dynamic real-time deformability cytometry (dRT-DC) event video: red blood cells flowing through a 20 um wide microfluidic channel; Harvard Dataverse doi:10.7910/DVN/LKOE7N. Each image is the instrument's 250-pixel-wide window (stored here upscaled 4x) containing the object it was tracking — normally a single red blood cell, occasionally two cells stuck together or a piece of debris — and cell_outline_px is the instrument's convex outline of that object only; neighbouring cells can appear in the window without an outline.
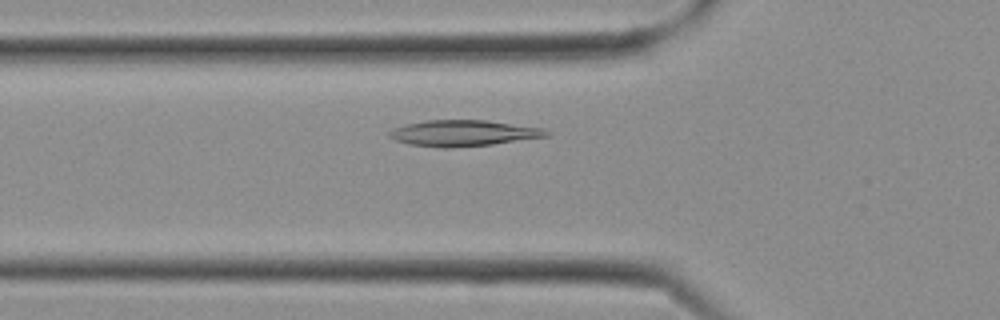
{"species": "Egyptian fruit bat (a non-hibernating species)", "species_latin": "Rousettus aegyptiacus", "temperature_condition": "cold", "stored_images_in_passage": 16, "camera_frame_rate_fps": 3000, "um_per_image_px": 0.085, "frame": {"image": 1, "passage_image": 7, "time_ms": 2.0, "image_size_px": [1000, 320], "cell_outline_px": [[552, 132], [548, 136], [492, 144], [448, 148], [440, 148], [408, 144], [396, 140], [388, 136], [388, 132], [392, 128], [404, 124], [428, 120], [488, 120], [544, 128]], "centroid_in_image_um": [39.37, 11.31], "position_along_channel_um": 86.4, "area_um2": 23.99}}
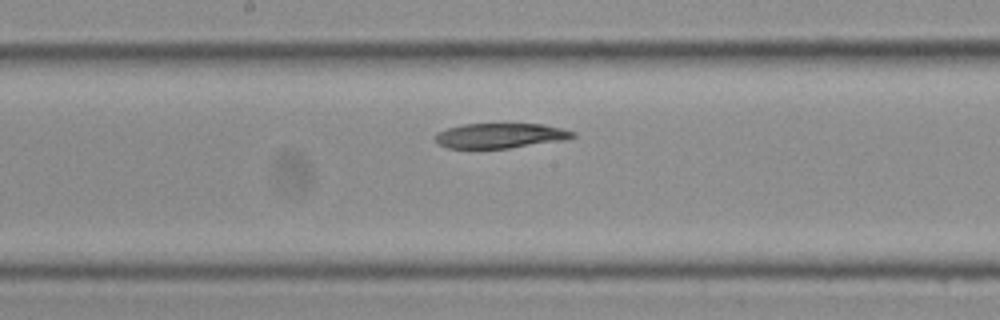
{"frame": {"image": 2, "passage_image": 12, "time_ms": 3.667, "image_size_px": [1000, 320], "cell_outline_px": [[576, 136], [564, 140], [508, 148], [448, 148], [440, 144], [436, 140], [436, 132], [460, 124], [544, 124], [576, 132]], "centroid_in_image_um": [42.53, 11.52], "position_along_channel_um": 205.7, "area_um2": 19.88}}
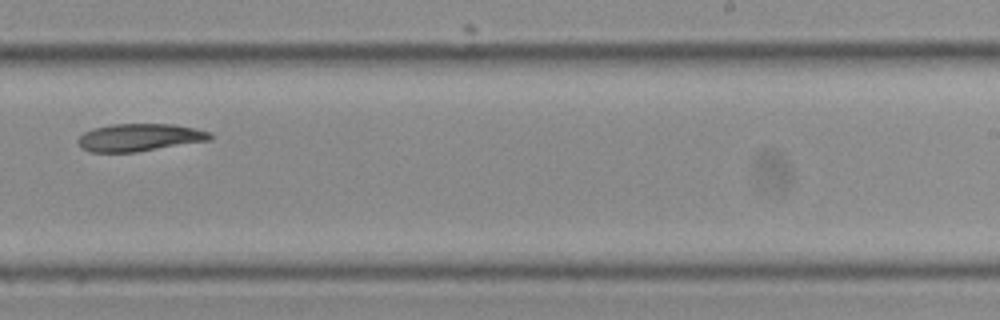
{"frame": {"image": 3, "passage_image": 15, "time_ms": 4.667, "image_size_px": [1000, 320], "cell_outline_px": [[212, 140], [136, 152], [92, 152], [80, 148], [76, 140], [84, 132], [92, 128], [112, 124], [176, 124], [212, 132]], "centroid_in_image_um": [11.86, 11.68], "position_along_channel_um": 277.1, "area_um2": 21.44}}